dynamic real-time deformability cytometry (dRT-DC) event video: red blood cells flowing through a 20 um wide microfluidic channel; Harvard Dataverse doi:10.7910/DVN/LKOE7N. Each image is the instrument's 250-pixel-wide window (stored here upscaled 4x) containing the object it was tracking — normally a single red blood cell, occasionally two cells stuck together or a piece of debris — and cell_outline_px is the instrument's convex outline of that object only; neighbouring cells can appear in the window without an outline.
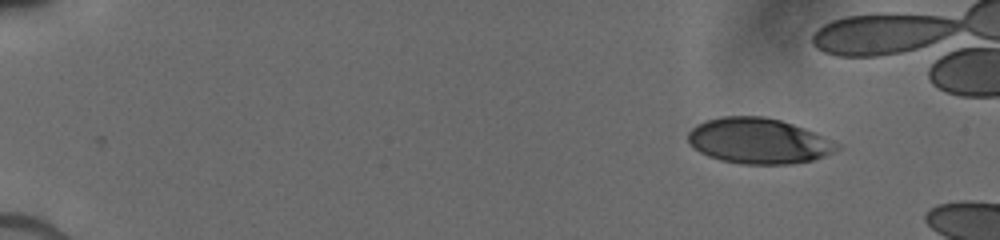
{"species": "human", "species_latin": "Homo sapiens", "temperature_condition": "cold", "stored_images_in_passage": 14, "camera_frame_rate_fps": 3000, "um_per_image_px": 0.085, "donor": {"sex": "male"}, "frame": {"image": 1, "passage_image": 1, "time_ms": 0.0, "image_size_px": [1000, 240], "cell_outline_px": [[840, 148], [824, 156], [812, 160], [788, 164], [740, 164], [720, 160], [708, 156], [700, 152], [688, 140], [688, 132], [696, 124], [704, 120], [720, 116], [764, 116], [780, 120], [804, 128], [840, 144]], "centroid_in_image_um": [64.45, 11.97], "position_along_channel_um": 20.6, "area_um2": 39.42}}